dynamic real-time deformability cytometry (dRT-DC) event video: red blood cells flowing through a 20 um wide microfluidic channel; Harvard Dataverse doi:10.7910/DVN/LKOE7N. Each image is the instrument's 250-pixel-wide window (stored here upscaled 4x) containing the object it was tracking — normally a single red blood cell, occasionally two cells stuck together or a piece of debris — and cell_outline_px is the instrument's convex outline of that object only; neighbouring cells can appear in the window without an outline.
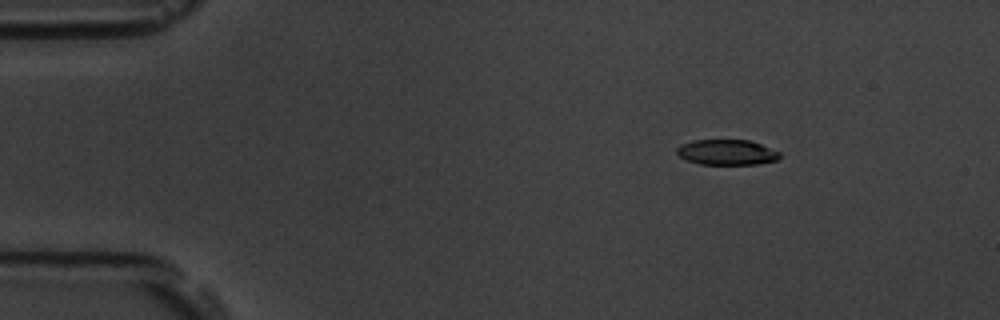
{"species": "common noctule bat (a hibernating species)", "species_latin": "Nyctalus noctula", "temperature_condition": "room temperature", "stored_images_in_passage": 6, "camera_frame_rate_fps": 3000, "um_per_image_px": 0.085, "animal": {"sex": "male", "body_mass_g": 19.5, "forearm_length_mm": 54.6}, "frame": {"image": 1, "passage_image": 2, "time_ms": 1.333, "image_size_px": [1000, 320], "cell_outline_px": [[780, 156], [776, 160], [756, 164], [700, 164], [688, 160], [680, 156], [676, 152], [676, 148], [680, 144], [692, 140], [748, 140], [760, 144], [780, 152]], "centroid_in_image_um": [61.75, 12.93], "position_along_channel_um": 23.3, "area_um2": 15.09}}
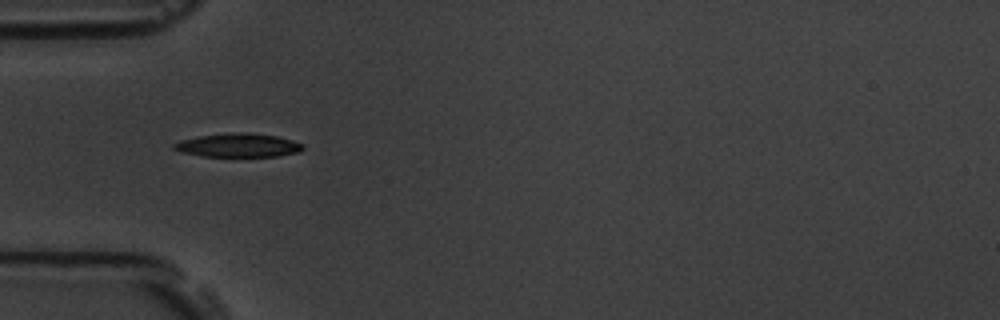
{"frame": {"image": 2, "passage_image": 5, "time_ms": 4.667, "image_size_px": [1000, 320], "cell_outline_px": [[304, 148], [300, 152], [276, 156], [204, 156], [184, 152], [172, 148], [172, 144], [180, 140], [200, 136], [240, 132], [244, 132], [276, 136], [292, 140], [304, 144]], "centroid_in_image_um": [20.28, 12.35], "position_along_channel_um": 64.7, "area_um2": 17.51}}
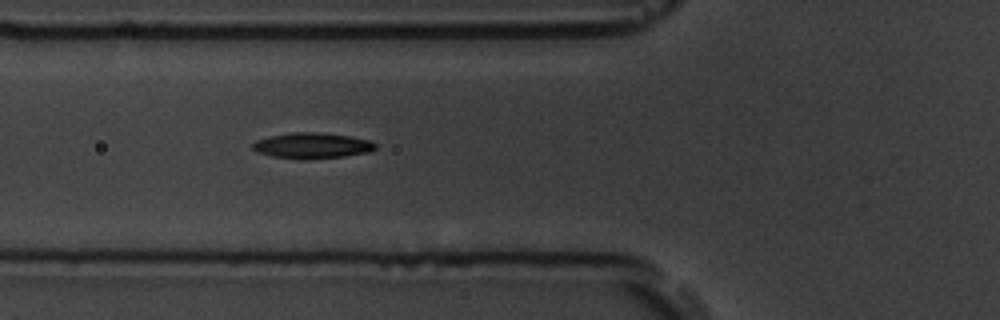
{"frame": {"image": 3, "passage_image": 6, "time_ms": 5.667, "image_size_px": [1000, 320], "cell_outline_px": [[376, 148], [368, 152], [344, 156], [304, 160], [272, 156], [256, 152], [252, 148], [252, 144], [256, 140], [272, 136], [292, 132], [320, 132], [348, 136], [368, 140], [376, 144]], "centroid_in_image_um": [26.5, 12.38], "position_along_channel_um": 99.3, "area_um2": 18.32}}